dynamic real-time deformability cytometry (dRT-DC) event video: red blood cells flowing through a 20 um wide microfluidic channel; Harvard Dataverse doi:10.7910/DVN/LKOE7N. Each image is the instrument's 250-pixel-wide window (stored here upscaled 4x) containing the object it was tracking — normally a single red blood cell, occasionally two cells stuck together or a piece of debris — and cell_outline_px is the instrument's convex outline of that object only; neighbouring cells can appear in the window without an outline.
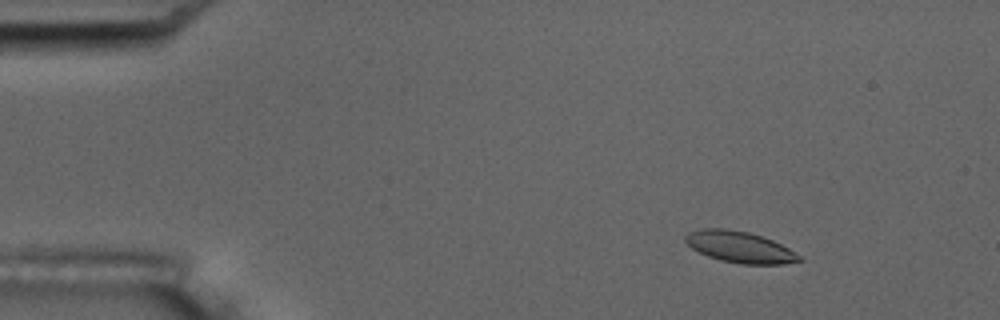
{"species": "common noctule bat (a hibernating species)", "species_latin": "Nyctalus noctula", "temperature_condition": "room temperature", "stored_images_in_passage": 6, "camera_frame_rate_fps": 3000, "um_per_image_px": 0.085, "animal": {"sex": "male", "body_mass_g": 17.5, "forearm_length_mm": 52.3}, "frame": {"image": 1, "passage_image": 3, "time_ms": 2.333, "image_size_px": [1000, 320], "cell_outline_px": [[804, 260], [784, 264], [740, 264], [720, 260], [708, 256], [692, 248], [684, 240], [684, 236], [688, 232], [704, 228], [728, 228], [748, 232], [772, 240], [788, 248], [800, 256]], "centroid_in_image_um": [62.86, 20.99], "position_along_channel_um": 22.1, "area_um2": 20.69}}